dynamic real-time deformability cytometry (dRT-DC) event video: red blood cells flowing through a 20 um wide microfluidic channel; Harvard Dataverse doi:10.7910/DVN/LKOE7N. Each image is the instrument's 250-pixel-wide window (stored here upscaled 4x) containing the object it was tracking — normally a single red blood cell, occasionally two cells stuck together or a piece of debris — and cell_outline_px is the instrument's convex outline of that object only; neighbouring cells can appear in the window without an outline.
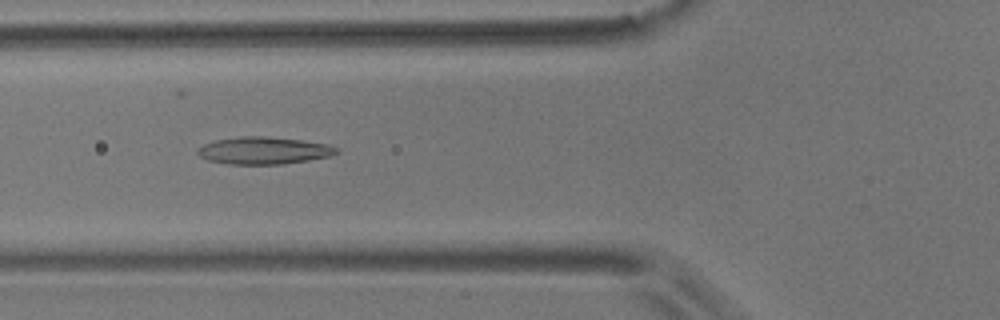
{"species": "common noctule bat (a hibernating species)", "species_latin": "Nyctalus noctula", "temperature_condition": "room temperature", "stored_images_in_passage": 14, "camera_frame_rate_fps": 3000, "um_per_image_px": 0.085, "animal": {"sex": "male", "body_mass_g": 17.9}, "frame": {"image": 1, "passage_image": 5, "time_ms": 1.333, "image_size_px": [1000, 320], "cell_outline_px": [[340, 152], [328, 156], [308, 160], [284, 164], [228, 164], [208, 160], [200, 156], [196, 152], [196, 148], [204, 144], [216, 140], [240, 136], [268, 136], [300, 140], [328, 144], [340, 148]], "centroid_in_image_um": [22.42, 12.79], "position_along_channel_um": 103.4, "area_um2": 22.14}}
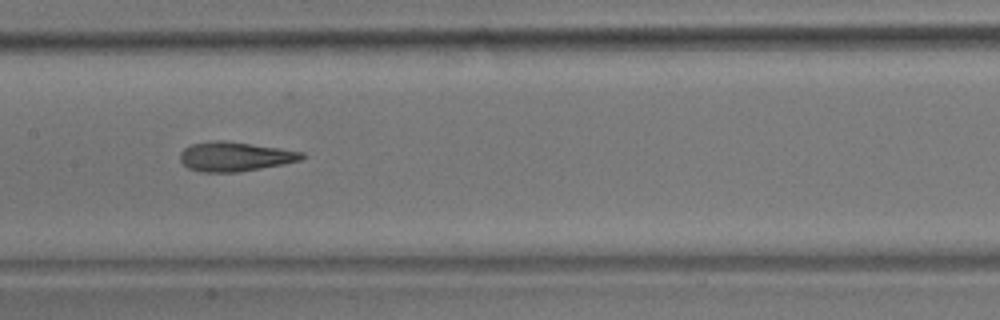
{"frame": {"image": 2, "passage_image": 7, "time_ms": 2.0, "image_size_px": [1000, 320], "cell_outline_px": [[308, 156], [300, 160], [284, 164], [236, 172], [200, 172], [188, 168], [180, 160], [180, 152], [184, 148], [192, 144], [216, 140], [224, 140], [280, 148], [304, 152]], "centroid_in_image_um": [19.98, 13.3], "position_along_channel_um": 187.4, "area_um2": 20.87}}
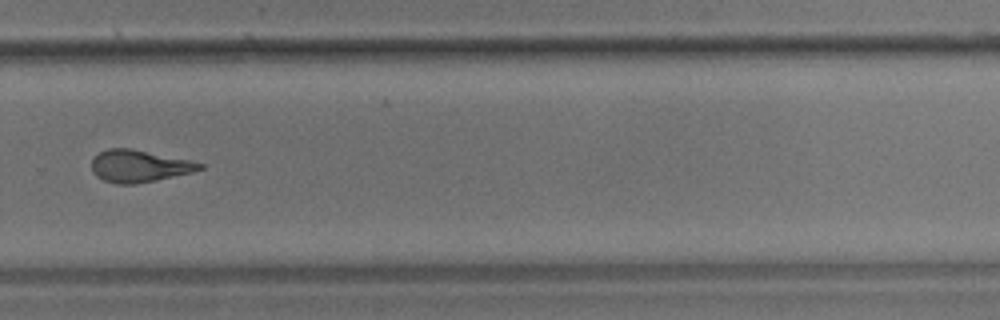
{"frame": {"image": 3, "passage_image": 10, "time_ms": 3.0, "image_size_px": [1000, 320], "cell_outline_px": [[204, 168], [192, 172], [156, 180], [132, 184], [116, 184], [104, 180], [96, 176], [92, 172], [92, 156], [108, 148], [132, 148], [188, 160], [204, 164]], "centroid_in_image_um": [11.79, 14.11], "position_along_channel_um": 318.0, "area_um2": 20.17}}